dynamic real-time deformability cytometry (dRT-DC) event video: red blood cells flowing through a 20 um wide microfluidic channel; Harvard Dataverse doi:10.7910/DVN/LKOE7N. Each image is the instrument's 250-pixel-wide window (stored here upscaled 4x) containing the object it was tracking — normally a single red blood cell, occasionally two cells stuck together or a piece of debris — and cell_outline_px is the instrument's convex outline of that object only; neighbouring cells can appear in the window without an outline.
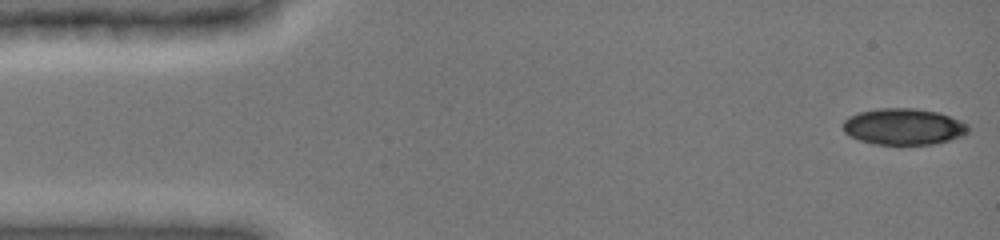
{"species": "common noctule bat (a hibernating species)", "species_latin": "Nyctalus noctula", "temperature_condition": "cold", "stored_images_in_passage": 47, "camera_frame_rate_fps": 3000, "um_per_image_px": 0.085, "animal": {"sex": "female", "body_mass_g": 19.0, "forearm_length_mm": 51.5}, "frame": {"image": 1, "passage_image": 1, "time_ms": 0.0, "image_size_px": [1000, 240], "cell_outline_px": [[968, 132], [964, 136], [936, 144], [896, 148], [872, 144], [848, 136], [844, 132], [844, 120], [848, 116], [860, 112], [880, 108], [916, 108], [936, 112], [960, 120], [968, 124]], "centroid_in_image_um": [76.8, 10.82], "position_along_channel_um": 8.2, "area_um2": 27.51}}
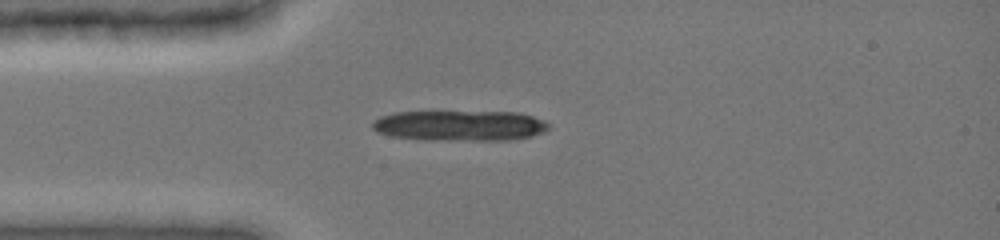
{"frame": {"image": 2, "passage_image": 12, "time_ms": 3.667, "image_size_px": [1000, 240], "cell_outline_px": [[552, 124], [544, 132], [532, 136], [508, 140], [424, 140], [392, 136], [376, 132], [372, 128], [372, 120], [380, 116], [392, 112], [432, 108], [520, 112], [544, 120]], "centroid_in_image_um": [39.02, 10.61], "position_along_channel_um": 46.0, "area_um2": 33.47}}